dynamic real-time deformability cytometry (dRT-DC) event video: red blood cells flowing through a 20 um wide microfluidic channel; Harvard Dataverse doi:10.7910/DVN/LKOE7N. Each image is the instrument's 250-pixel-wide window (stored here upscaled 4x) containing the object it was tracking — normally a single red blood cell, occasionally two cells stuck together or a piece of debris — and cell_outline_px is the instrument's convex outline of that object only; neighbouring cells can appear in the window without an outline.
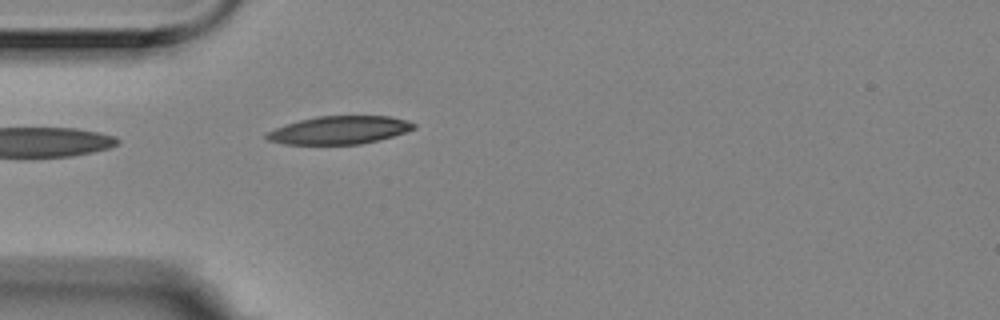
{"species": "Egyptian fruit bat (a non-hibernating species)", "species_latin": "Rousettus aegyptiacus", "temperature_condition": "room temperature", "stored_images_in_passage": 5, "camera_frame_rate_fps": 3000, "um_per_image_px": 0.085, "animal": {"sex": "female"}, "frame": {"image": 1, "passage_image": 5, "time_ms": 1.333, "image_size_px": [1000, 320], "cell_outline_px": [[416, 128], [392, 136], [360, 144], [284, 144], [268, 140], [264, 136], [268, 132], [276, 128], [300, 120], [316, 116], [388, 116], [408, 120], [416, 124]], "centroid_in_image_um": [28.86, 11.05], "position_along_channel_um": 56.1, "area_um2": 23.76}}